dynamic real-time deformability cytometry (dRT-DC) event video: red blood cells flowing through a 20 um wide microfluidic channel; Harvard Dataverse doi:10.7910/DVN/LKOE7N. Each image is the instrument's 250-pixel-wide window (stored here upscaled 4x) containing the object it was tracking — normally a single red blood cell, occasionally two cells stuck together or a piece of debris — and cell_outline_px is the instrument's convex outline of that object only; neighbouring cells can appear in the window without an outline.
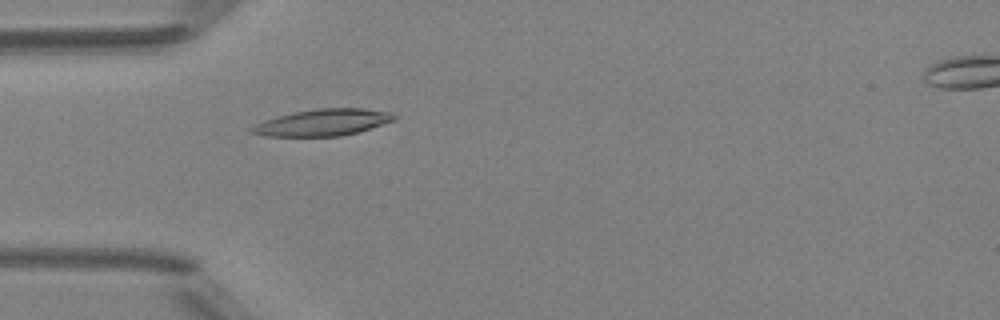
{"species": "Egyptian fruit bat (a non-hibernating species)", "species_latin": "Rousettus aegyptiacus", "temperature_condition": "room temperature", "stored_images_in_passage": 5, "camera_frame_rate_fps": 3000, "um_per_image_px": 0.085, "animal": {"sex": "female"}, "frame": {"image": 1, "passage_image": 5, "time_ms": 4.667, "image_size_px": [1000, 320], "cell_outline_px": [[396, 120], [356, 132], [340, 136], [264, 136], [248, 132], [248, 128], [264, 120], [276, 116], [292, 112], [316, 108], [364, 108], [392, 112], [396, 116]], "centroid_in_image_um": [27.4, 10.4], "position_along_channel_um": 57.6, "area_um2": 22.25}}